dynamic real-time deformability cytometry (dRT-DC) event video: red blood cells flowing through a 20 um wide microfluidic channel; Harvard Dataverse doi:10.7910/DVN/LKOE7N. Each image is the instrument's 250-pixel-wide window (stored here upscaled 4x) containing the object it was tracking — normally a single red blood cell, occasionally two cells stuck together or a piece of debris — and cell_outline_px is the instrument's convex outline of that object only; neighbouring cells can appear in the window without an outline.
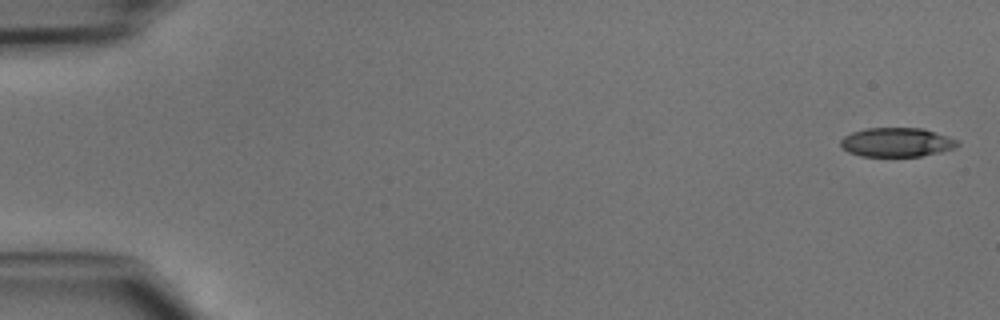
{"species": "common noctule bat (a hibernating species)", "species_latin": "Nyctalus noctula", "temperature_condition": "cold", "stored_images_in_passage": 47, "camera_frame_rate_fps": 3000, "um_per_image_px": 0.085, "animal": {"sex": "male", "body_mass_g": 15.6}, "frame": {"image": 1, "passage_image": 1, "time_ms": 0.0, "image_size_px": [1000, 320], "cell_outline_px": [[960, 144], [952, 148], [940, 152], [920, 156], [860, 156], [848, 152], [840, 148], [840, 140], [844, 136], [852, 132], [868, 128], [924, 128], [960, 140]], "centroid_in_image_um": [76.21, 12.09], "position_along_channel_um": 8.8, "area_um2": 19.94}}
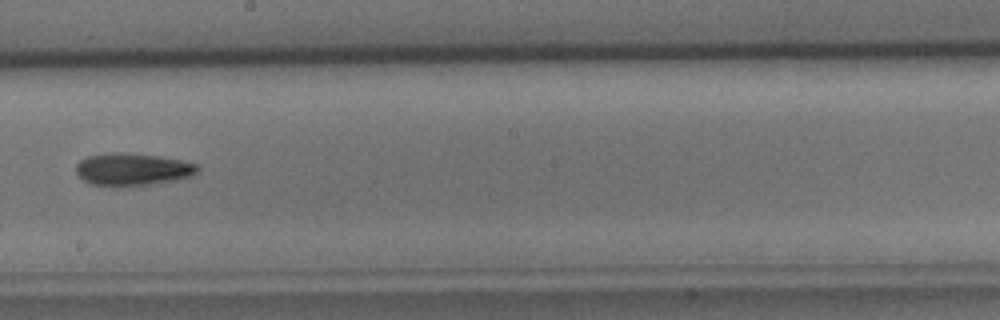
{"frame": {"image": 2, "passage_image": 27, "time_ms": 8.667, "image_size_px": [1000, 320], "cell_outline_px": [[200, 168], [192, 176], [176, 180], [152, 184], [92, 184], [84, 180], [76, 172], [76, 164], [80, 160], [88, 156], [112, 152], [124, 152], [156, 156], [180, 160], [200, 164]], "centroid_in_image_um": [11.31, 14.36], "position_along_channel_um": 236.9, "area_um2": 22.43}}
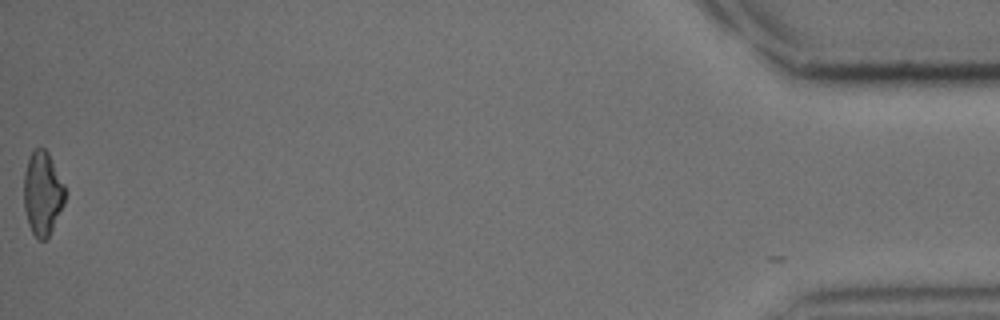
{"frame": {"image": 3, "passage_image": 47, "time_ms": 15.333, "image_size_px": [1000, 320], "cell_outline_px": [[64, 204], [48, 236], [44, 240], [40, 240], [32, 232], [28, 224], [24, 208], [24, 172], [28, 156], [36, 148], [44, 148], [48, 152], [64, 184]], "centroid_in_image_um": [3.59, 16.41], "position_along_channel_um": 431.6, "area_um2": 19.88}}